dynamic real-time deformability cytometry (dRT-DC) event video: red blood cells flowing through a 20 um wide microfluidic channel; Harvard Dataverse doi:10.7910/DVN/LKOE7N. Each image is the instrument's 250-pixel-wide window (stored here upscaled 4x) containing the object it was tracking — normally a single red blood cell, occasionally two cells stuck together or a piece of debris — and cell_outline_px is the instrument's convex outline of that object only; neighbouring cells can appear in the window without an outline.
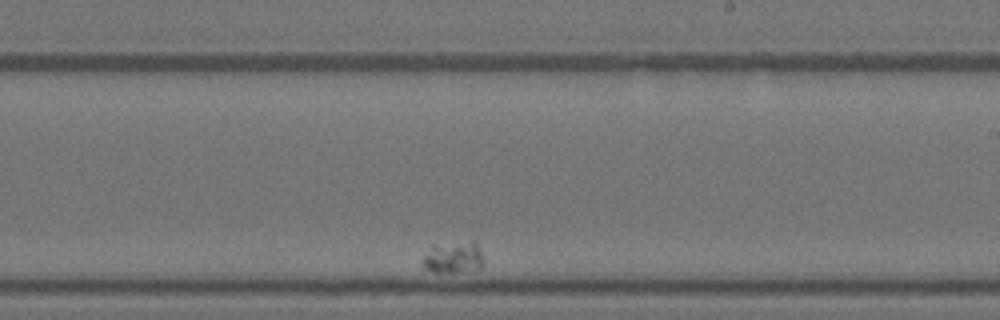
{"species": "Egyptian fruit bat (a non-hibernating species)", "species_latin": "Rousettus aegyptiacus", "temperature_condition": "warm", "stored_images_in_passage": 54, "camera_frame_rate_fps": 3000, "um_per_image_px": 0.085, "animal": {"sex": "female"}, "frame": {"image": 1, "passage_image": 39, "time_ms": 12.667, "image_size_px": [1000, 320], "cell_outline_px": [[480, 268], [456, 272], [432, 272], [424, 268], [424, 256], [432, 244], [472, 240], [476, 240], [480, 252]], "centroid_in_image_um": [38.49, 21.83], "position_along_channel_um": 250.5, "area_um2": 11.16}}